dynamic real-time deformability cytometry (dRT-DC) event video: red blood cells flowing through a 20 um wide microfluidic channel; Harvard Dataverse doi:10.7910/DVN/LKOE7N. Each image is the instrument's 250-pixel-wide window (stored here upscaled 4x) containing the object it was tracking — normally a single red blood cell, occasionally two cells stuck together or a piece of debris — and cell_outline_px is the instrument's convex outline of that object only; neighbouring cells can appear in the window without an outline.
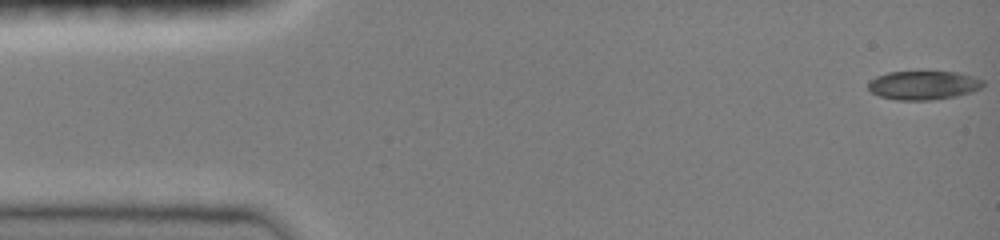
{"species": "common noctule bat (a hibernating species)", "species_latin": "Nyctalus noctula", "temperature_condition": "room temperature", "stored_images_in_passage": 47, "camera_frame_rate_fps": 3000, "um_per_image_px": 0.085, "animal": {"sex": "female", "body_mass_g": 19.0, "forearm_length_mm": 51.5}, "frame": {"image": 1, "passage_image": 1, "time_ms": 0.0, "image_size_px": [1000, 240], "cell_outline_px": [[984, 84], [980, 88], [972, 92], [956, 96], [932, 100], [896, 100], [880, 96], [872, 92], [868, 88], [868, 80], [876, 76], [888, 72], [956, 72], [972, 76], [984, 80]], "centroid_in_image_um": [78.48, 7.25], "position_along_channel_um": 6.5, "area_um2": 19.31}}
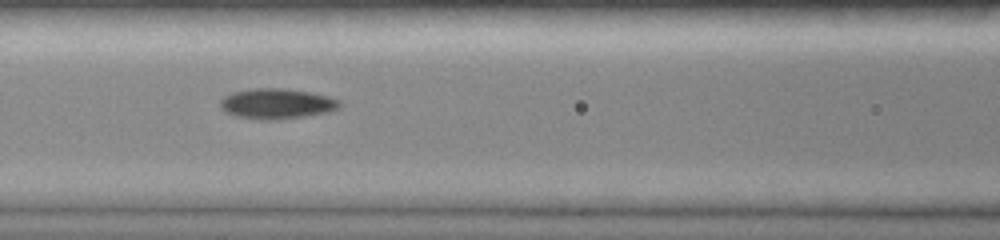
{"frame": {"image": 2, "passage_image": 20, "time_ms": 6.333, "image_size_px": [1000, 240], "cell_outline_px": [[340, 108], [328, 112], [304, 116], [272, 120], [256, 120], [236, 116], [224, 112], [220, 108], [220, 100], [224, 96], [232, 92], [256, 88], [284, 88], [312, 92], [328, 96], [340, 100]], "centroid_in_image_um": [23.5, 8.81], "position_along_channel_um": 143.1, "area_um2": 21.33}}
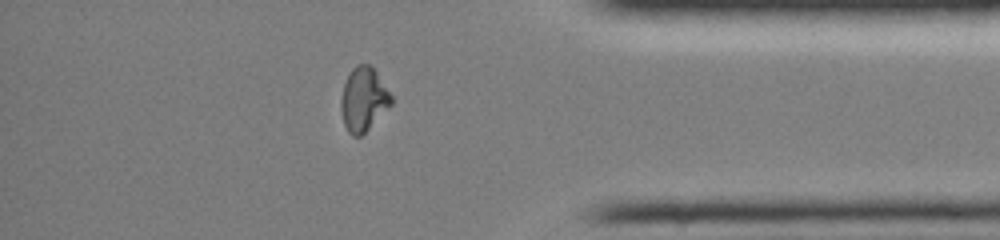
{"frame": {"image": 3, "passage_image": 40, "time_ms": 13.0, "image_size_px": [1000, 240], "cell_outline_px": [[392, 104], [360, 136], [352, 136], [348, 132], [344, 124], [340, 108], [340, 100], [344, 84], [352, 68], [356, 64], [368, 64], [376, 72], [392, 96]], "centroid_in_image_um": [30.88, 8.44], "position_along_channel_um": 404.3, "area_um2": 18.38}, "authors_computed_cell_mechanics": {"area_um2": 19.4786, "velocity_mm_per_s": 4.0877, "shape_relaxation_time_tau1_ms": 7.7512, "shape_relaxation_time_tau2_ms": 5.4836, "deformation_change_tau1": 0.197, "deformation_change_tau2": 0.1039}}